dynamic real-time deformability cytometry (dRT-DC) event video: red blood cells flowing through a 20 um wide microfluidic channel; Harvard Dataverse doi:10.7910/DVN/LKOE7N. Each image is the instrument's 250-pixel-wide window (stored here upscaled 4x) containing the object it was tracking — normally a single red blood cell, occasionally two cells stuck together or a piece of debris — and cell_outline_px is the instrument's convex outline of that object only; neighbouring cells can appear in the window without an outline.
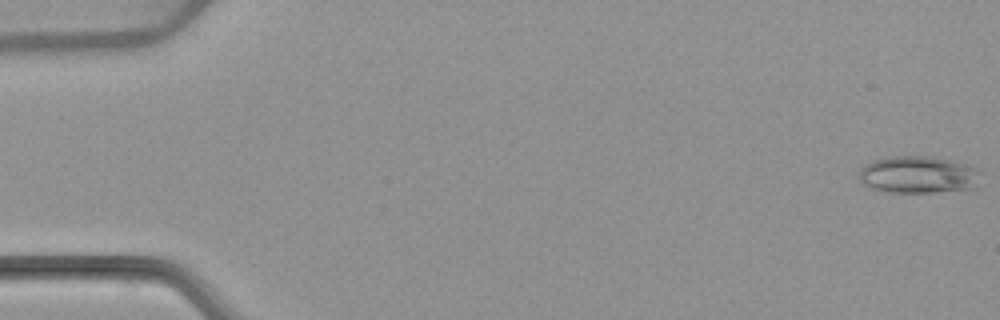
{"species": "common noctule bat (a hibernating species)", "species_latin": "Nyctalus noctula", "temperature_condition": "warm", "stored_images_in_passage": 5, "camera_frame_rate_fps": 3000, "um_per_image_px": 0.085, "animal": {"sex": "female", "body_mass_g": 22.7, "forearm_length_mm": 54.2}, "frame": {"image": 1, "passage_image": 1, "time_ms": 0.0, "image_size_px": [1000, 320], "cell_outline_px": [[984, 172], [968, 188], [932, 192], [892, 192], [872, 188], [864, 184], [860, 180], [860, 172], [868, 164], [876, 160], [892, 156], [928, 156], [952, 160], [976, 168]], "centroid_in_image_um": [78.06, 14.83], "position_along_channel_um": 6.9, "area_um2": 25.61}}
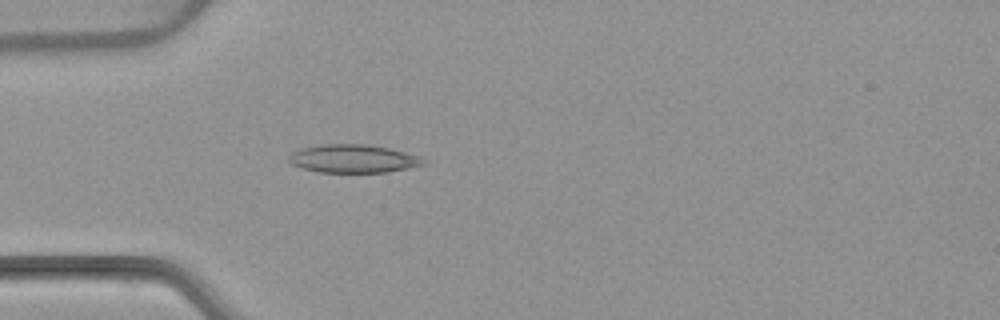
{"frame": {"image": 2, "passage_image": 5, "time_ms": 5.0, "image_size_px": [1000, 320], "cell_outline_px": [[424, 164], [408, 168], [388, 172], [320, 172], [304, 168], [292, 164], [288, 160], [288, 156], [292, 152], [304, 148], [320, 144], [364, 144], [388, 148], [404, 152], [416, 156], [424, 160]], "centroid_in_image_um": [29.99, 13.49], "position_along_channel_um": 55.0, "area_um2": 21.73}}